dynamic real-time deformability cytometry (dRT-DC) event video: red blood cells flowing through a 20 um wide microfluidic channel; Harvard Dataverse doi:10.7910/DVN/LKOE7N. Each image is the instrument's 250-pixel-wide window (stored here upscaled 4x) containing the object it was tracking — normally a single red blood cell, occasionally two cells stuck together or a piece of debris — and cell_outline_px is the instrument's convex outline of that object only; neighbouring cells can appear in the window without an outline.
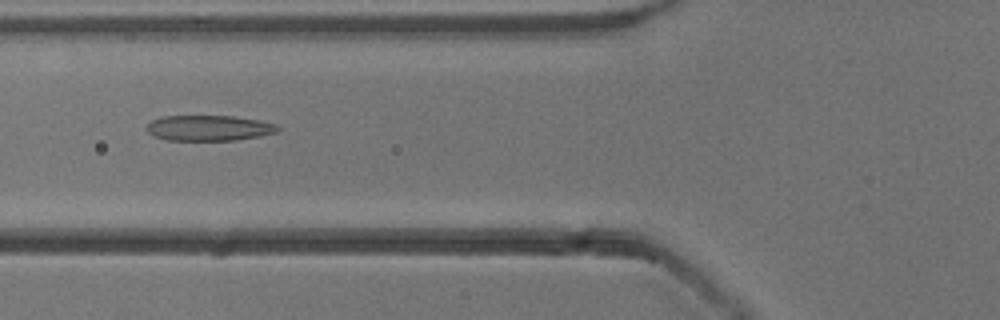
{"species": "common noctule bat (a hibernating species)", "species_latin": "Nyctalus noctula", "temperature_condition": "cold", "stored_images_in_passage": 48, "camera_frame_rate_fps": 3000, "um_per_image_px": 0.085, "animal": {"sex": "male", "body_mass_g": 13.3}, "frame": {"image": 1, "passage_image": 15, "time_ms": 4.667, "image_size_px": [1000, 320], "cell_outline_px": [[280, 128], [276, 132], [260, 136], [236, 140], [168, 140], [152, 136], [148, 132], [148, 124], [152, 120], [160, 116], [232, 116], [260, 120], [276, 124]], "centroid_in_image_um": [17.76, 10.88], "position_along_channel_um": 108.0, "area_um2": 19.48}}
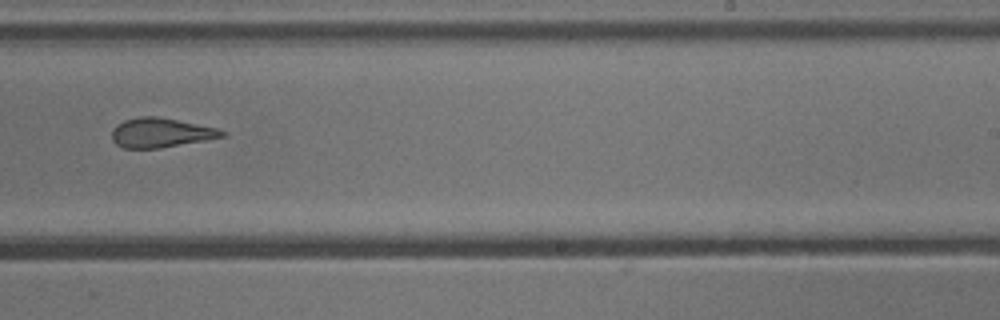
{"frame": {"image": 2, "passage_image": 28, "time_ms": 9.0, "image_size_px": [1000, 320], "cell_outline_px": [[228, 136], [160, 148], [124, 148], [116, 144], [112, 140], [112, 128], [116, 124], [124, 120], [140, 116], [156, 116], [216, 128], [228, 132]], "centroid_in_image_um": [13.66, 11.28], "position_along_channel_um": 275.3, "area_um2": 18.9}}
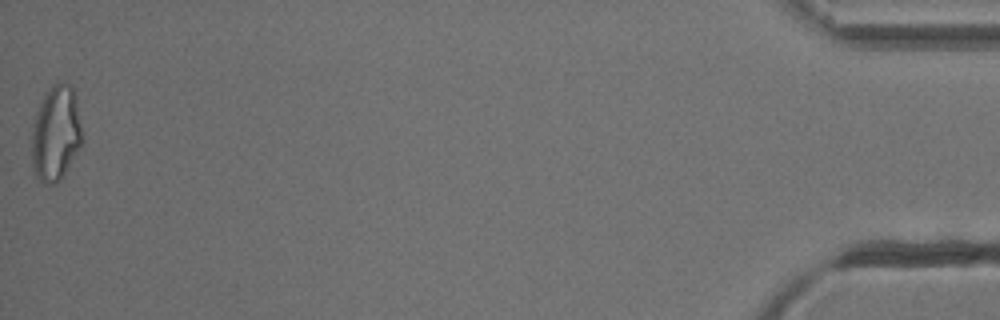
{"frame": {"image": 3, "passage_image": 48, "time_ms": 15.667, "image_size_px": [1000, 320], "cell_outline_px": [[84, 140], [60, 180], [56, 184], [44, 184], [36, 176], [32, 168], [32, 124], [36, 112], [44, 96], [52, 84], [60, 80], [72, 84], [76, 96]], "centroid_in_image_um": [4.76, 11.31], "position_along_channel_um": 430.4, "area_um2": 28.44}, "authors_computed_cell_mechanics": {"area_um2": 21.1259, "velocity_mm_per_s": 3.864, "shape_relaxation_time_tau1_ms": null, "shape_relaxation_time_tau2_ms": 2.126, "deformation_change_tau1": null, "deformation_change_tau2": 0.1187}}